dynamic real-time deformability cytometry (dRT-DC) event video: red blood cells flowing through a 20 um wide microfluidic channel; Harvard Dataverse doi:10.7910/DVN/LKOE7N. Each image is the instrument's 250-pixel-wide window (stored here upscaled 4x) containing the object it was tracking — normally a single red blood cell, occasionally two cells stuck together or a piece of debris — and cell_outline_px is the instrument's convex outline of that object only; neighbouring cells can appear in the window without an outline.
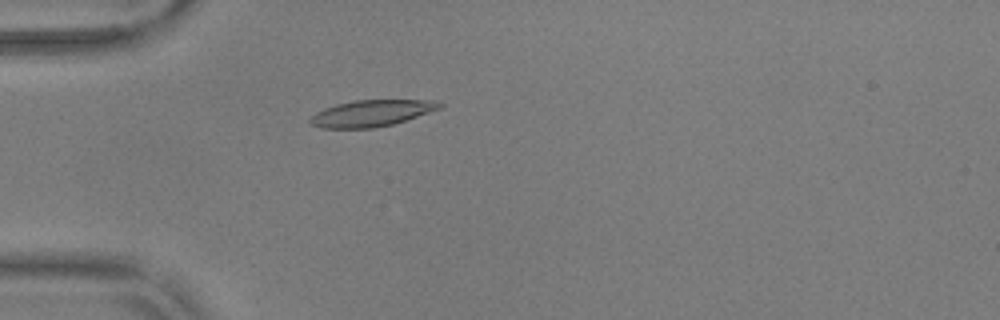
{"species": "common noctule bat (a hibernating species)", "species_latin": "Nyctalus noctula", "temperature_condition": "warm", "stored_images_in_passage": 52, "camera_frame_rate_fps": 3000, "um_per_image_px": 0.085, "animal": {"sex": "male", "body_mass_g": 17.9, "forearm_length_mm": 54.2}, "frame": {"image": 1, "passage_image": 13, "time_ms": 4.0, "image_size_px": [1000, 320], "cell_outline_px": [[444, 104], [440, 108], [392, 124], [372, 128], [320, 128], [312, 124], [308, 120], [316, 112], [324, 108], [336, 104], [356, 100], [432, 100]], "centroid_in_image_um": [31.53, 9.62], "position_along_channel_um": 53.5, "area_um2": 19.65}}
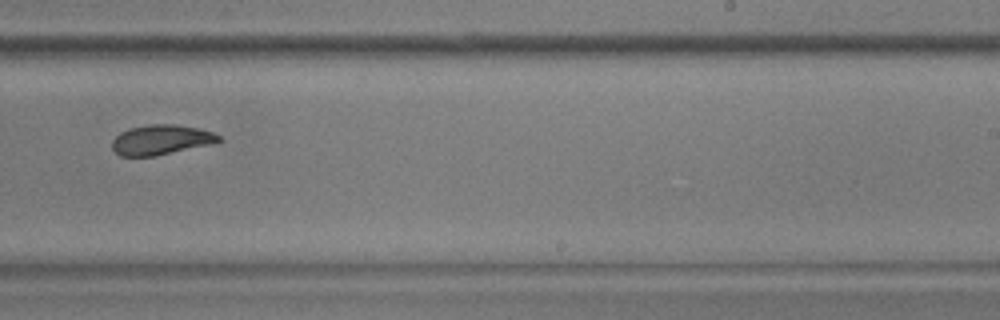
{"frame": {"image": 2, "passage_image": 32, "time_ms": 10.333, "image_size_px": [1000, 320], "cell_outline_px": [[224, 140], [216, 144], [156, 156], [120, 156], [112, 148], [112, 140], [120, 132], [128, 128], [152, 124], [176, 124], [196, 128], [212, 132], [220, 136]], "centroid_in_image_um": [13.73, 11.89], "position_along_channel_um": 275.3, "area_um2": 18.9}}
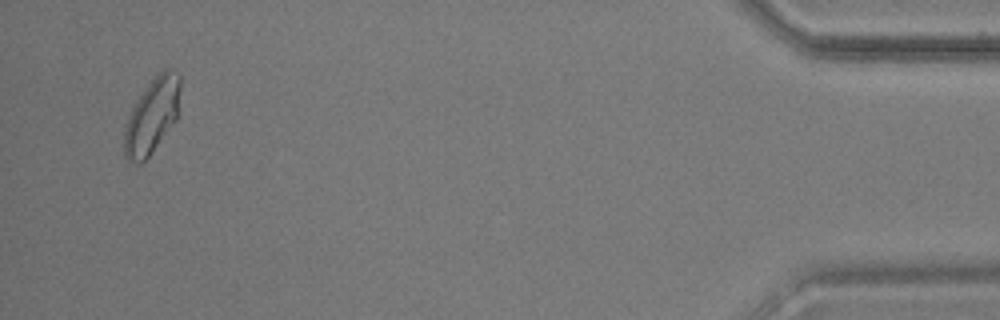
{"frame": {"image": 3, "passage_image": 50, "time_ms": 16.333, "image_size_px": [1000, 320], "cell_outline_px": [[180, 88], [176, 120], [148, 156], [140, 164], [136, 164], [128, 160], [124, 156], [124, 124], [136, 100], [148, 84], [164, 68], [168, 68], [180, 72]], "centroid_in_image_um": [12.91, 9.83], "position_along_channel_um": 422.3, "area_um2": 24.33}, "authors_computed_cell_mechanics": {"area_um2": 19.6231, "velocity_mm_per_s": 3.6695, "shape_relaxation_time_tau1_ms": 3.7982, "shape_relaxation_time_tau2_ms": 3.8451, "deformation_change_tau1": 0.1457, "deformation_change_tau2": 0.0891}}